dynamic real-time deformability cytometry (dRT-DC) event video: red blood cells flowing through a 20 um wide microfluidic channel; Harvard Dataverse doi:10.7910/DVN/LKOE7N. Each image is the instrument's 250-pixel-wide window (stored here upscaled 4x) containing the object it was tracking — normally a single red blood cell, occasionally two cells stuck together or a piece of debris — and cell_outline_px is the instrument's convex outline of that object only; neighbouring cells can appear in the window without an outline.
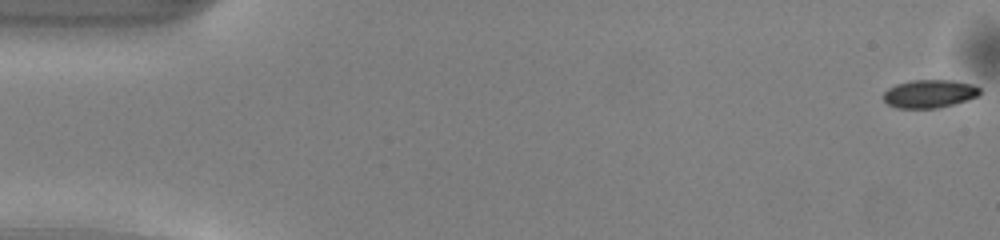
{"species": "common noctule bat (a hibernating species)", "species_latin": "Nyctalus noctula", "temperature_condition": "warm", "stored_images_in_passage": 50, "camera_frame_rate_fps": 3000, "um_per_image_px": 0.085, "animal": {"sex": "male", "body_mass_g": 13.0, "forearm_length_mm": 53.1}, "frame": {"image": 1, "passage_image": 1, "time_ms": 0.0, "image_size_px": [1000, 240], "cell_outline_px": [[980, 92], [976, 96], [968, 100], [936, 108], [896, 108], [888, 104], [884, 100], [884, 92], [888, 88], [896, 84], [912, 80], [952, 80], [972, 84], [980, 88]], "centroid_in_image_um": [78.99, 7.96], "position_along_channel_um": 6.0, "area_um2": 15.72}}
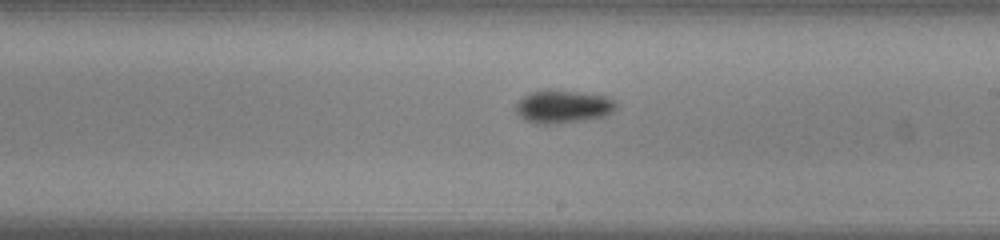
{"frame": {"image": 2, "passage_image": 29, "time_ms": 9.333, "image_size_px": [1000, 240], "cell_outline_px": [[616, 108], [612, 112], [604, 116], [580, 120], [548, 124], [536, 124], [520, 116], [516, 112], [516, 104], [524, 96], [532, 92], [544, 88], [608, 96], [616, 104]], "centroid_in_image_um": [47.84, 9.04], "position_along_channel_um": 241.2, "area_um2": 19.02}}
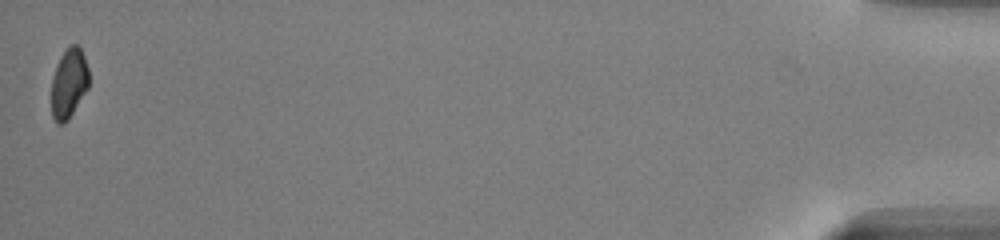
{"frame": {"image": 3, "passage_image": 50, "time_ms": 16.333, "image_size_px": [1000, 240], "cell_outline_px": [[88, 88], [68, 120], [64, 124], [60, 124], [52, 116], [52, 76], [56, 64], [60, 56], [68, 44], [76, 44], [80, 48], [84, 56], [88, 68]], "centroid_in_image_um": [5.85, 7.04], "position_along_channel_um": 429.4, "area_um2": 15.26}, "authors_computed_cell_mechanics": {"area_um2": 17.0221, "velocity_mm_per_s": 4.1352, "shape_relaxation_time_tau1_ms": 1.8299, "shape_relaxation_time_tau2_ms": null, "deformation_change_tau1": 0.0943, "deformation_change_tau2": null}}